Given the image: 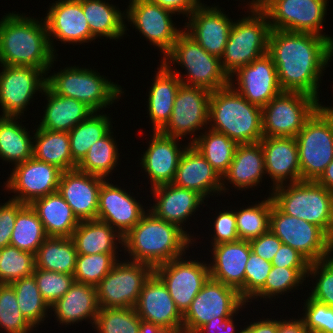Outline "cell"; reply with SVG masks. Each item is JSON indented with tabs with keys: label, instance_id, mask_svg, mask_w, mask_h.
Listing matches in <instances>:
<instances>
[{
	"label": "cell",
	"instance_id": "1",
	"mask_svg": "<svg viewBox=\"0 0 333 333\" xmlns=\"http://www.w3.org/2000/svg\"><path fill=\"white\" fill-rule=\"evenodd\" d=\"M268 54L276 66L283 92H300L320 100V77L333 60V43L328 38L271 29Z\"/></svg>",
	"mask_w": 333,
	"mask_h": 333
},
{
	"label": "cell",
	"instance_id": "2",
	"mask_svg": "<svg viewBox=\"0 0 333 333\" xmlns=\"http://www.w3.org/2000/svg\"><path fill=\"white\" fill-rule=\"evenodd\" d=\"M25 15L12 12L1 18L0 64L38 68L48 76L58 54L51 49L46 22Z\"/></svg>",
	"mask_w": 333,
	"mask_h": 333
},
{
	"label": "cell",
	"instance_id": "3",
	"mask_svg": "<svg viewBox=\"0 0 333 333\" xmlns=\"http://www.w3.org/2000/svg\"><path fill=\"white\" fill-rule=\"evenodd\" d=\"M193 238L179 226L158 218L147 209L140 221L123 236L122 248L124 253L128 252L130 261L144 263L154 269L184 256L196 241Z\"/></svg>",
	"mask_w": 333,
	"mask_h": 333
},
{
	"label": "cell",
	"instance_id": "4",
	"mask_svg": "<svg viewBox=\"0 0 333 333\" xmlns=\"http://www.w3.org/2000/svg\"><path fill=\"white\" fill-rule=\"evenodd\" d=\"M208 125L238 144L258 143L263 138L262 108L228 85L211 92Z\"/></svg>",
	"mask_w": 333,
	"mask_h": 333
},
{
	"label": "cell",
	"instance_id": "5",
	"mask_svg": "<svg viewBox=\"0 0 333 333\" xmlns=\"http://www.w3.org/2000/svg\"><path fill=\"white\" fill-rule=\"evenodd\" d=\"M161 62L187 86L201 87L212 92L228 86L230 82L222 69L221 59L206 52L184 30ZM171 63H178L185 69V74H181L177 69L173 70Z\"/></svg>",
	"mask_w": 333,
	"mask_h": 333
},
{
	"label": "cell",
	"instance_id": "6",
	"mask_svg": "<svg viewBox=\"0 0 333 333\" xmlns=\"http://www.w3.org/2000/svg\"><path fill=\"white\" fill-rule=\"evenodd\" d=\"M273 203L285 214L320 227L328 236L333 230V192L317 181H298L274 187Z\"/></svg>",
	"mask_w": 333,
	"mask_h": 333
},
{
	"label": "cell",
	"instance_id": "7",
	"mask_svg": "<svg viewBox=\"0 0 333 333\" xmlns=\"http://www.w3.org/2000/svg\"><path fill=\"white\" fill-rule=\"evenodd\" d=\"M46 85L57 95L73 98L84 103L93 112L110 108L121 99L122 87L93 69L76 65L60 69L46 77Z\"/></svg>",
	"mask_w": 333,
	"mask_h": 333
},
{
	"label": "cell",
	"instance_id": "8",
	"mask_svg": "<svg viewBox=\"0 0 333 333\" xmlns=\"http://www.w3.org/2000/svg\"><path fill=\"white\" fill-rule=\"evenodd\" d=\"M248 16L234 21L221 59L230 78L239 68L268 53L270 23L260 7H249ZM251 14V15H250Z\"/></svg>",
	"mask_w": 333,
	"mask_h": 333
},
{
	"label": "cell",
	"instance_id": "9",
	"mask_svg": "<svg viewBox=\"0 0 333 333\" xmlns=\"http://www.w3.org/2000/svg\"><path fill=\"white\" fill-rule=\"evenodd\" d=\"M295 138L301 180L317 181L333 160V121L319 108Z\"/></svg>",
	"mask_w": 333,
	"mask_h": 333
},
{
	"label": "cell",
	"instance_id": "10",
	"mask_svg": "<svg viewBox=\"0 0 333 333\" xmlns=\"http://www.w3.org/2000/svg\"><path fill=\"white\" fill-rule=\"evenodd\" d=\"M322 102L300 92H282L262 108L263 137H296Z\"/></svg>",
	"mask_w": 333,
	"mask_h": 333
},
{
	"label": "cell",
	"instance_id": "11",
	"mask_svg": "<svg viewBox=\"0 0 333 333\" xmlns=\"http://www.w3.org/2000/svg\"><path fill=\"white\" fill-rule=\"evenodd\" d=\"M154 269L144 263L118 260L96 285L99 308H134Z\"/></svg>",
	"mask_w": 333,
	"mask_h": 333
},
{
	"label": "cell",
	"instance_id": "12",
	"mask_svg": "<svg viewBox=\"0 0 333 333\" xmlns=\"http://www.w3.org/2000/svg\"><path fill=\"white\" fill-rule=\"evenodd\" d=\"M328 0H266L260 8L266 13L271 29L325 35L323 23Z\"/></svg>",
	"mask_w": 333,
	"mask_h": 333
},
{
	"label": "cell",
	"instance_id": "13",
	"mask_svg": "<svg viewBox=\"0 0 333 333\" xmlns=\"http://www.w3.org/2000/svg\"><path fill=\"white\" fill-rule=\"evenodd\" d=\"M244 305L237 290L209 277L183 315V333H195L214 318L230 317Z\"/></svg>",
	"mask_w": 333,
	"mask_h": 333
},
{
	"label": "cell",
	"instance_id": "14",
	"mask_svg": "<svg viewBox=\"0 0 333 333\" xmlns=\"http://www.w3.org/2000/svg\"><path fill=\"white\" fill-rule=\"evenodd\" d=\"M269 230L282 244L297 250L310 263L328 258L329 236L320 227L283 213L274 203Z\"/></svg>",
	"mask_w": 333,
	"mask_h": 333
},
{
	"label": "cell",
	"instance_id": "15",
	"mask_svg": "<svg viewBox=\"0 0 333 333\" xmlns=\"http://www.w3.org/2000/svg\"><path fill=\"white\" fill-rule=\"evenodd\" d=\"M210 95L211 91L205 88L181 84L174 99L170 120L160 132L179 139L191 134L189 144H192L197 139L195 131L197 133V130L208 128Z\"/></svg>",
	"mask_w": 333,
	"mask_h": 333
},
{
	"label": "cell",
	"instance_id": "16",
	"mask_svg": "<svg viewBox=\"0 0 333 333\" xmlns=\"http://www.w3.org/2000/svg\"><path fill=\"white\" fill-rule=\"evenodd\" d=\"M125 9V19L163 55L170 52L182 28L175 27L172 15L175 12L164 8L151 0H129ZM135 26V27H134ZM181 29V30H180Z\"/></svg>",
	"mask_w": 333,
	"mask_h": 333
},
{
	"label": "cell",
	"instance_id": "17",
	"mask_svg": "<svg viewBox=\"0 0 333 333\" xmlns=\"http://www.w3.org/2000/svg\"><path fill=\"white\" fill-rule=\"evenodd\" d=\"M0 66L3 67L0 71L1 116L21 117L34 94L44 91L47 73L33 67Z\"/></svg>",
	"mask_w": 333,
	"mask_h": 333
},
{
	"label": "cell",
	"instance_id": "18",
	"mask_svg": "<svg viewBox=\"0 0 333 333\" xmlns=\"http://www.w3.org/2000/svg\"><path fill=\"white\" fill-rule=\"evenodd\" d=\"M184 258L181 256L154 268L182 315L210 277L209 264L205 261Z\"/></svg>",
	"mask_w": 333,
	"mask_h": 333
},
{
	"label": "cell",
	"instance_id": "19",
	"mask_svg": "<svg viewBox=\"0 0 333 333\" xmlns=\"http://www.w3.org/2000/svg\"><path fill=\"white\" fill-rule=\"evenodd\" d=\"M62 170L54 165L36 160L34 157L14 165L5 189L16 193L10 198L23 204L58 191Z\"/></svg>",
	"mask_w": 333,
	"mask_h": 333
},
{
	"label": "cell",
	"instance_id": "20",
	"mask_svg": "<svg viewBox=\"0 0 333 333\" xmlns=\"http://www.w3.org/2000/svg\"><path fill=\"white\" fill-rule=\"evenodd\" d=\"M229 81V85L248 102L261 108L283 92L278 81L276 66L268 53L239 68L231 75Z\"/></svg>",
	"mask_w": 333,
	"mask_h": 333
},
{
	"label": "cell",
	"instance_id": "21",
	"mask_svg": "<svg viewBox=\"0 0 333 333\" xmlns=\"http://www.w3.org/2000/svg\"><path fill=\"white\" fill-rule=\"evenodd\" d=\"M134 309L143 321L174 333H183V315L162 280L154 272L144 283Z\"/></svg>",
	"mask_w": 333,
	"mask_h": 333
},
{
	"label": "cell",
	"instance_id": "22",
	"mask_svg": "<svg viewBox=\"0 0 333 333\" xmlns=\"http://www.w3.org/2000/svg\"><path fill=\"white\" fill-rule=\"evenodd\" d=\"M184 31L190 35L206 52L222 57L228 35L233 24L218 6L201 3L187 17Z\"/></svg>",
	"mask_w": 333,
	"mask_h": 333
},
{
	"label": "cell",
	"instance_id": "23",
	"mask_svg": "<svg viewBox=\"0 0 333 333\" xmlns=\"http://www.w3.org/2000/svg\"><path fill=\"white\" fill-rule=\"evenodd\" d=\"M46 15L44 20L50 46L54 53L56 49H54L53 39H59L58 41L61 43H69V45L95 40L83 13L81 0H57L51 6L49 5Z\"/></svg>",
	"mask_w": 333,
	"mask_h": 333
},
{
	"label": "cell",
	"instance_id": "24",
	"mask_svg": "<svg viewBox=\"0 0 333 333\" xmlns=\"http://www.w3.org/2000/svg\"><path fill=\"white\" fill-rule=\"evenodd\" d=\"M139 201L125 189L105 180L99 190L96 220L110 224L123 237L146 212Z\"/></svg>",
	"mask_w": 333,
	"mask_h": 333
},
{
	"label": "cell",
	"instance_id": "25",
	"mask_svg": "<svg viewBox=\"0 0 333 333\" xmlns=\"http://www.w3.org/2000/svg\"><path fill=\"white\" fill-rule=\"evenodd\" d=\"M152 132L149 146L140 160V166L151 180L150 189L173 182L180 158L190 145H179L182 139L164 135L160 131Z\"/></svg>",
	"mask_w": 333,
	"mask_h": 333
},
{
	"label": "cell",
	"instance_id": "26",
	"mask_svg": "<svg viewBox=\"0 0 333 333\" xmlns=\"http://www.w3.org/2000/svg\"><path fill=\"white\" fill-rule=\"evenodd\" d=\"M105 180L77 168L62 172L58 192L79 221L96 220L99 190Z\"/></svg>",
	"mask_w": 333,
	"mask_h": 333
},
{
	"label": "cell",
	"instance_id": "27",
	"mask_svg": "<svg viewBox=\"0 0 333 333\" xmlns=\"http://www.w3.org/2000/svg\"><path fill=\"white\" fill-rule=\"evenodd\" d=\"M211 247L210 277L237 290L245 301V268L252 251L250 242L238 240Z\"/></svg>",
	"mask_w": 333,
	"mask_h": 333
},
{
	"label": "cell",
	"instance_id": "28",
	"mask_svg": "<svg viewBox=\"0 0 333 333\" xmlns=\"http://www.w3.org/2000/svg\"><path fill=\"white\" fill-rule=\"evenodd\" d=\"M260 144L264 154L266 174L273 182L272 189L287 182L301 181L295 137H263Z\"/></svg>",
	"mask_w": 333,
	"mask_h": 333
},
{
	"label": "cell",
	"instance_id": "29",
	"mask_svg": "<svg viewBox=\"0 0 333 333\" xmlns=\"http://www.w3.org/2000/svg\"><path fill=\"white\" fill-rule=\"evenodd\" d=\"M172 184L196 191L205 199L220 196L223 187L222 177L192 144L184 150Z\"/></svg>",
	"mask_w": 333,
	"mask_h": 333
},
{
	"label": "cell",
	"instance_id": "30",
	"mask_svg": "<svg viewBox=\"0 0 333 333\" xmlns=\"http://www.w3.org/2000/svg\"><path fill=\"white\" fill-rule=\"evenodd\" d=\"M150 191L155 198V203L149 206L148 210L158 218L179 226L182 230L186 229L183 225H186L184 223L188 221L187 219L205 203V198L196 191L180 188L172 183L154 187Z\"/></svg>",
	"mask_w": 333,
	"mask_h": 333
},
{
	"label": "cell",
	"instance_id": "31",
	"mask_svg": "<svg viewBox=\"0 0 333 333\" xmlns=\"http://www.w3.org/2000/svg\"><path fill=\"white\" fill-rule=\"evenodd\" d=\"M266 174L264 154L260 142L239 144L229 169L222 177V193L228 192L225 183L233 184L234 188L243 191L252 189L262 183Z\"/></svg>",
	"mask_w": 333,
	"mask_h": 333
},
{
	"label": "cell",
	"instance_id": "32",
	"mask_svg": "<svg viewBox=\"0 0 333 333\" xmlns=\"http://www.w3.org/2000/svg\"><path fill=\"white\" fill-rule=\"evenodd\" d=\"M57 322L61 325H71L82 321L95 324L99 311L96 286L74 282L63 297L50 306Z\"/></svg>",
	"mask_w": 333,
	"mask_h": 333
},
{
	"label": "cell",
	"instance_id": "33",
	"mask_svg": "<svg viewBox=\"0 0 333 333\" xmlns=\"http://www.w3.org/2000/svg\"><path fill=\"white\" fill-rule=\"evenodd\" d=\"M157 70L146 101L153 131H160L170 120L174 99L182 84L178 76L161 61Z\"/></svg>",
	"mask_w": 333,
	"mask_h": 333
},
{
	"label": "cell",
	"instance_id": "34",
	"mask_svg": "<svg viewBox=\"0 0 333 333\" xmlns=\"http://www.w3.org/2000/svg\"><path fill=\"white\" fill-rule=\"evenodd\" d=\"M47 103L39 128L50 131L69 132L86 120L93 111L76 99L55 94L47 85L42 92Z\"/></svg>",
	"mask_w": 333,
	"mask_h": 333
},
{
	"label": "cell",
	"instance_id": "35",
	"mask_svg": "<svg viewBox=\"0 0 333 333\" xmlns=\"http://www.w3.org/2000/svg\"><path fill=\"white\" fill-rule=\"evenodd\" d=\"M30 205L36 211L48 237L71 238L80 223L58 191L37 198Z\"/></svg>",
	"mask_w": 333,
	"mask_h": 333
},
{
	"label": "cell",
	"instance_id": "36",
	"mask_svg": "<svg viewBox=\"0 0 333 333\" xmlns=\"http://www.w3.org/2000/svg\"><path fill=\"white\" fill-rule=\"evenodd\" d=\"M71 239L77 254L118 253V243L123 247V237L110 224L99 220L80 221Z\"/></svg>",
	"mask_w": 333,
	"mask_h": 333
},
{
	"label": "cell",
	"instance_id": "37",
	"mask_svg": "<svg viewBox=\"0 0 333 333\" xmlns=\"http://www.w3.org/2000/svg\"><path fill=\"white\" fill-rule=\"evenodd\" d=\"M81 5L95 39L103 36L109 40H118L127 34L129 29L125 24V10L122 13L116 5L105 0H81Z\"/></svg>",
	"mask_w": 333,
	"mask_h": 333
},
{
	"label": "cell",
	"instance_id": "38",
	"mask_svg": "<svg viewBox=\"0 0 333 333\" xmlns=\"http://www.w3.org/2000/svg\"><path fill=\"white\" fill-rule=\"evenodd\" d=\"M33 157L61 169L63 172L77 168L70 151L68 132L35 128Z\"/></svg>",
	"mask_w": 333,
	"mask_h": 333
},
{
	"label": "cell",
	"instance_id": "39",
	"mask_svg": "<svg viewBox=\"0 0 333 333\" xmlns=\"http://www.w3.org/2000/svg\"><path fill=\"white\" fill-rule=\"evenodd\" d=\"M18 119L20 117L0 116V159L13 165L33 157L34 137Z\"/></svg>",
	"mask_w": 333,
	"mask_h": 333
},
{
	"label": "cell",
	"instance_id": "40",
	"mask_svg": "<svg viewBox=\"0 0 333 333\" xmlns=\"http://www.w3.org/2000/svg\"><path fill=\"white\" fill-rule=\"evenodd\" d=\"M77 251L67 237H47L35 253L36 268L73 275Z\"/></svg>",
	"mask_w": 333,
	"mask_h": 333
},
{
	"label": "cell",
	"instance_id": "41",
	"mask_svg": "<svg viewBox=\"0 0 333 333\" xmlns=\"http://www.w3.org/2000/svg\"><path fill=\"white\" fill-rule=\"evenodd\" d=\"M197 136L192 145L204 156L219 175L223 177L229 169L239 144L225 134L216 132L210 128L205 129L204 133L200 132V135Z\"/></svg>",
	"mask_w": 333,
	"mask_h": 333
},
{
	"label": "cell",
	"instance_id": "42",
	"mask_svg": "<svg viewBox=\"0 0 333 333\" xmlns=\"http://www.w3.org/2000/svg\"><path fill=\"white\" fill-rule=\"evenodd\" d=\"M101 114L93 112L68 132L71 155L77 165L86 156L90 147L113 129L110 117L103 112Z\"/></svg>",
	"mask_w": 333,
	"mask_h": 333
},
{
	"label": "cell",
	"instance_id": "43",
	"mask_svg": "<svg viewBox=\"0 0 333 333\" xmlns=\"http://www.w3.org/2000/svg\"><path fill=\"white\" fill-rule=\"evenodd\" d=\"M48 237L36 211L26 204L16 216L10 245L35 255L42 242Z\"/></svg>",
	"mask_w": 333,
	"mask_h": 333
},
{
	"label": "cell",
	"instance_id": "44",
	"mask_svg": "<svg viewBox=\"0 0 333 333\" xmlns=\"http://www.w3.org/2000/svg\"><path fill=\"white\" fill-rule=\"evenodd\" d=\"M112 134L113 131L110 130L90 147L86 156L77 165L78 170L108 179L106 177L112 174L120 156L117 142Z\"/></svg>",
	"mask_w": 333,
	"mask_h": 333
},
{
	"label": "cell",
	"instance_id": "45",
	"mask_svg": "<svg viewBox=\"0 0 333 333\" xmlns=\"http://www.w3.org/2000/svg\"><path fill=\"white\" fill-rule=\"evenodd\" d=\"M17 298L19 310L24 318L34 327H38L48 318L50 306L43 299L33 275L23 277L11 283ZM43 321V322H42Z\"/></svg>",
	"mask_w": 333,
	"mask_h": 333
},
{
	"label": "cell",
	"instance_id": "46",
	"mask_svg": "<svg viewBox=\"0 0 333 333\" xmlns=\"http://www.w3.org/2000/svg\"><path fill=\"white\" fill-rule=\"evenodd\" d=\"M271 196L261 202L235 210L237 233L240 240L250 241L269 231Z\"/></svg>",
	"mask_w": 333,
	"mask_h": 333
},
{
	"label": "cell",
	"instance_id": "47",
	"mask_svg": "<svg viewBox=\"0 0 333 333\" xmlns=\"http://www.w3.org/2000/svg\"><path fill=\"white\" fill-rule=\"evenodd\" d=\"M308 277V268H286L279 266H272L268 277L266 278L264 287L249 301L254 299H266L274 300L278 295H284L294 289H298L297 286L304 285V281ZM300 284V285H299Z\"/></svg>",
	"mask_w": 333,
	"mask_h": 333
},
{
	"label": "cell",
	"instance_id": "48",
	"mask_svg": "<svg viewBox=\"0 0 333 333\" xmlns=\"http://www.w3.org/2000/svg\"><path fill=\"white\" fill-rule=\"evenodd\" d=\"M35 267L34 254L11 245L0 249V283L11 284L31 276Z\"/></svg>",
	"mask_w": 333,
	"mask_h": 333
},
{
	"label": "cell",
	"instance_id": "49",
	"mask_svg": "<svg viewBox=\"0 0 333 333\" xmlns=\"http://www.w3.org/2000/svg\"><path fill=\"white\" fill-rule=\"evenodd\" d=\"M140 323L134 308H99L93 328L97 333H138Z\"/></svg>",
	"mask_w": 333,
	"mask_h": 333
},
{
	"label": "cell",
	"instance_id": "50",
	"mask_svg": "<svg viewBox=\"0 0 333 333\" xmlns=\"http://www.w3.org/2000/svg\"><path fill=\"white\" fill-rule=\"evenodd\" d=\"M117 254L118 253L78 254L75 272L73 274L75 282L96 286L119 260Z\"/></svg>",
	"mask_w": 333,
	"mask_h": 333
},
{
	"label": "cell",
	"instance_id": "51",
	"mask_svg": "<svg viewBox=\"0 0 333 333\" xmlns=\"http://www.w3.org/2000/svg\"><path fill=\"white\" fill-rule=\"evenodd\" d=\"M0 328L7 333H29L34 330L19 310L11 284L0 283Z\"/></svg>",
	"mask_w": 333,
	"mask_h": 333
},
{
	"label": "cell",
	"instance_id": "52",
	"mask_svg": "<svg viewBox=\"0 0 333 333\" xmlns=\"http://www.w3.org/2000/svg\"><path fill=\"white\" fill-rule=\"evenodd\" d=\"M43 299L51 306L70 289L75 282L71 274L47 271L36 268L32 274Z\"/></svg>",
	"mask_w": 333,
	"mask_h": 333
},
{
	"label": "cell",
	"instance_id": "53",
	"mask_svg": "<svg viewBox=\"0 0 333 333\" xmlns=\"http://www.w3.org/2000/svg\"><path fill=\"white\" fill-rule=\"evenodd\" d=\"M309 276L314 280L317 279L309 296L333 307V262L329 258L311 262L308 268Z\"/></svg>",
	"mask_w": 333,
	"mask_h": 333
},
{
	"label": "cell",
	"instance_id": "54",
	"mask_svg": "<svg viewBox=\"0 0 333 333\" xmlns=\"http://www.w3.org/2000/svg\"><path fill=\"white\" fill-rule=\"evenodd\" d=\"M303 316L300 317L310 331L333 333V307L312 299L304 300Z\"/></svg>",
	"mask_w": 333,
	"mask_h": 333
},
{
	"label": "cell",
	"instance_id": "55",
	"mask_svg": "<svg viewBox=\"0 0 333 333\" xmlns=\"http://www.w3.org/2000/svg\"><path fill=\"white\" fill-rule=\"evenodd\" d=\"M272 269L270 261L250 252L245 268V302L248 304L263 287Z\"/></svg>",
	"mask_w": 333,
	"mask_h": 333
},
{
	"label": "cell",
	"instance_id": "56",
	"mask_svg": "<svg viewBox=\"0 0 333 333\" xmlns=\"http://www.w3.org/2000/svg\"><path fill=\"white\" fill-rule=\"evenodd\" d=\"M223 211V212H222ZM219 211L213 223V237H211V245H217L225 242H235L240 240L237 233V225L234 210Z\"/></svg>",
	"mask_w": 333,
	"mask_h": 333
},
{
	"label": "cell",
	"instance_id": "57",
	"mask_svg": "<svg viewBox=\"0 0 333 333\" xmlns=\"http://www.w3.org/2000/svg\"><path fill=\"white\" fill-rule=\"evenodd\" d=\"M25 205L12 199L0 205V249L10 245L17 213Z\"/></svg>",
	"mask_w": 333,
	"mask_h": 333
},
{
	"label": "cell",
	"instance_id": "58",
	"mask_svg": "<svg viewBox=\"0 0 333 333\" xmlns=\"http://www.w3.org/2000/svg\"><path fill=\"white\" fill-rule=\"evenodd\" d=\"M252 251L267 261H272L279 250L282 241L270 230L261 236L249 241Z\"/></svg>",
	"mask_w": 333,
	"mask_h": 333
},
{
	"label": "cell",
	"instance_id": "59",
	"mask_svg": "<svg viewBox=\"0 0 333 333\" xmlns=\"http://www.w3.org/2000/svg\"><path fill=\"white\" fill-rule=\"evenodd\" d=\"M271 264L286 268H309L310 262L289 245L281 244Z\"/></svg>",
	"mask_w": 333,
	"mask_h": 333
},
{
	"label": "cell",
	"instance_id": "60",
	"mask_svg": "<svg viewBox=\"0 0 333 333\" xmlns=\"http://www.w3.org/2000/svg\"><path fill=\"white\" fill-rule=\"evenodd\" d=\"M239 310L230 317H217L201 326L195 333H241L236 329L233 321L234 316L238 315ZM236 331V332H235Z\"/></svg>",
	"mask_w": 333,
	"mask_h": 333
},
{
	"label": "cell",
	"instance_id": "61",
	"mask_svg": "<svg viewBox=\"0 0 333 333\" xmlns=\"http://www.w3.org/2000/svg\"><path fill=\"white\" fill-rule=\"evenodd\" d=\"M158 5L167 8L177 15L184 14L186 17L190 15V13L198 7L202 2L201 0H151Z\"/></svg>",
	"mask_w": 333,
	"mask_h": 333
},
{
	"label": "cell",
	"instance_id": "62",
	"mask_svg": "<svg viewBox=\"0 0 333 333\" xmlns=\"http://www.w3.org/2000/svg\"><path fill=\"white\" fill-rule=\"evenodd\" d=\"M247 326V327H246ZM241 329V333H277L278 331V320L271 318L260 319V321L251 322Z\"/></svg>",
	"mask_w": 333,
	"mask_h": 333
},
{
	"label": "cell",
	"instance_id": "63",
	"mask_svg": "<svg viewBox=\"0 0 333 333\" xmlns=\"http://www.w3.org/2000/svg\"><path fill=\"white\" fill-rule=\"evenodd\" d=\"M277 333H310L305 327V324L301 318L289 320H278V331Z\"/></svg>",
	"mask_w": 333,
	"mask_h": 333
},
{
	"label": "cell",
	"instance_id": "64",
	"mask_svg": "<svg viewBox=\"0 0 333 333\" xmlns=\"http://www.w3.org/2000/svg\"><path fill=\"white\" fill-rule=\"evenodd\" d=\"M317 182L333 192V160L326 167L324 173L320 176Z\"/></svg>",
	"mask_w": 333,
	"mask_h": 333
},
{
	"label": "cell",
	"instance_id": "65",
	"mask_svg": "<svg viewBox=\"0 0 333 333\" xmlns=\"http://www.w3.org/2000/svg\"><path fill=\"white\" fill-rule=\"evenodd\" d=\"M138 333H174V332L161 328L156 324L141 320L140 330Z\"/></svg>",
	"mask_w": 333,
	"mask_h": 333
},
{
	"label": "cell",
	"instance_id": "66",
	"mask_svg": "<svg viewBox=\"0 0 333 333\" xmlns=\"http://www.w3.org/2000/svg\"><path fill=\"white\" fill-rule=\"evenodd\" d=\"M320 108L323 110V112L333 121V106H324L323 104L320 105Z\"/></svg>",
	"mask_w": 333,
	"mask_h": 333
},
{
	"label": "cell",
	"instance_id": "67",
	"mask_svg": "<svg viewBox=\"0 0 333 333\" xmlns=\"http://www.w3.org/2000/svg\"><path fill=\"white\" fill-rule=\"evenodd\" d=\"M328 258L333 262V230L329 236V254Z\"/></svg>",
	"mask_w": 333,
	"mask_h": 333
},
{
	"label": "cell",
	"instance_id": "68",
	"mask_svg": "<svg viewBox=\"0 0 333 333\" xmlns=\"http://www.w3.org/2000/svg\"><path fill=\"white\" fill-rule=\"evenodd\" d=\"M245 1V0H244ZM266 0H249L248 7H260Z\"/></svg>",
	"mask_w": 333,
	"mask_h": 333
}]
</instances>
